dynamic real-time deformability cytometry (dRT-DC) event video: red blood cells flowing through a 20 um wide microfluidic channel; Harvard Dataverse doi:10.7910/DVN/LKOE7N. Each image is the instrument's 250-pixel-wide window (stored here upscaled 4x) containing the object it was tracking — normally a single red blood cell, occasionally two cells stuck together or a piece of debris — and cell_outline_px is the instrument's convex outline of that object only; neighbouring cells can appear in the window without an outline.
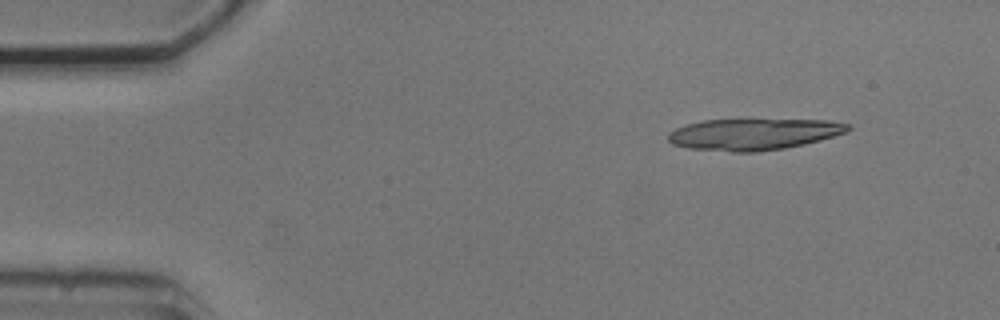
{"species": "common noctule bat (a hibernating species)", "species_latin": "Nyctalus noctula", "temperature_condition": "cold", "stored_images_in_passage": 6, "camera_frame_rate_fps": 3000, "um_per_image_px": 0.085, "animal": {"sex": "male", "body_mass_g": 20.5, "forearm_length_mm": 52.5}, "frame": {"image": 1, "passage_image": 1, "time_ms": 0.0, "image_size_px": [1000, 320], "cell_outline_px": [[852, 128], [848, 132], [804, 144], [784, 148], [756, 152], [732, 152], [688, 148], [672, 144], [668, 140], [668, 132], [676, 128], [688, 124], [704, 120], [828, 120], [848, 124]], "centroid_in_image_um": [64.04, 11.41], "position_along_channel_um": 21.0, "area_um2": 32.77}}
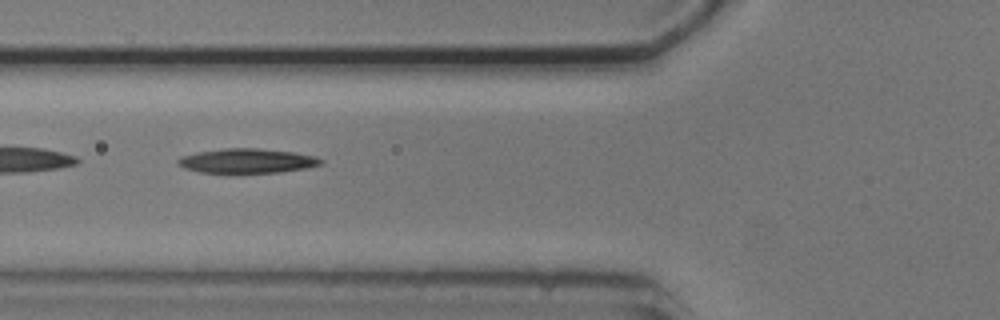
{"frame": {"image": 2, "passage_image": 5, "time_ms": 4.667, "image_size_px": [1000, 320], "cell_outline_px": [[324, 164], [308, 168], [280, 172], [200, 172], [184, 168], [176, 164], [176, 160], [180, 156], [196, 152], [224, 148], [256, 148], [292, 152], [316, 156], [324, 160]], "centroid_in_image_um": [21.01, 13.66], "position_along_channel_um": 104.8, "area_um2": 20.46}}